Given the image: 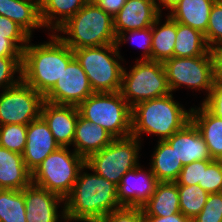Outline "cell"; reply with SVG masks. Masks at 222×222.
<instances>
[{"label":"cell","mask_w":222,"mask_h":222,"mask_svg":"<svg viewBox=\"0 0 222 222\" xmlns=\"http://www.w3.org/2000/svg\"><path fill=\"white\" fill-rule=\"evenodd\" d=\"M156 1H158V3L162 4L163 7H167L168 9H170V11L173 10V8L181 1V0H154V3L156 5L157 10L159 11V13L161 14V8Z\"/></svg>","instance_id":"f6af8a7d"},{"label":"cell","mask_w":222,"mask_h":222,"mask_svg":"<svg viewBox=\"0 0 222 222\" xmlns=\"http://www.w3.org/2000/svg\"><path fill=\"white\" fill-rule=\"evenodd\" d=\"M86 3V0H40V17L43 26L56 32Z\"/></svg>","instance_id":"cb8c5ba5"},{"label":"cell","mask_w":222,"mask_h":222,"mask_svg":"<svg viewBox=\"0 0 222 222\" xmlns=\"http://www.w3.org/2000/svg\"><path fill=\"white\" fill-rule=\"evenodd\" d=\"M32 183L22 154L0 146V189L22 190Z\"/></svg>","instance_id":"ffe728a7"},{"label":"cell","mask_w":222,"mask_h":222,"mask_svg":"<svg viewBox=\"0 0 222 222\" xmlns=\"http://www.w3.org/2000/svg\"><path fill=\"white\" fill-rule=\"evenodd\" d=\"M130 34L127 38V34ZM131 36V37H130ZM135 37V38H133ZM140 37V42L136 43L144 49L143 57L140 60H150L152 61V29L151 27H147L144 29H137V30H129L120 34L116 39V46L119 48V45L122 42L129 41L130 39L137 40ZM129 38V39H128ZM128 39V40H127ZM137 42V41H136Z\"/></svg>","instance_id":"8d00e7d4"},{"label":"cell","mask_w":222,"mask_h":222,"mask_svg":"<svg viewBox=\"0 0 222 222\" xmlns=\"http://www.w3.org/2000/svg\"><path fill=\"white\" fill-rule=\"evenodd\" d=\"M99 0H86L87 3H96Z\"/></svg>","instance_id":"7dc6e473"},{"label":"cell","mask_w":222,"mask_h":222,"mask_svg":"<svg viewBox=\"0 0 222 222\" xmlns=\"http://www.w3.org/2000/svg\"><path fill=\"white\" fill-rule=\"evenodd\" d=\"M211 53L205 36L199 30L177 22L174 57L189 58Z\"/></svg>","instance_id":"4316f807"},{"label":"cell","mask_w":222,"mask_h":222,"mask_svg":"<svg viewBox=\"0 0 222 222\" xmlns=\"http://www.w3.org/2000/svg\"><path fill=\"white\" fill-rule=\"evenodd\" d=\"M170 91L185 85L188 88L208 91L214 84V61L212 53L189 58L173 57L163 62Z\"/></svg>","instance_id":"30bf717a"},{"label":"cell","mask_w":222,"mask_h":222,"mask_svg":"<svg viewBox=\"0 0 222 222\" xmlns=\"http://www.w3.org/2000/svg\"><path fill=\"white\" fill-rule=\"evenodd\" d=\"M57 32L69 36L59 38L71 49L116 44L113 17L95 3H86Z\"/></svg>","instance_id":"277c9868"},{"label":"cell","mask_w":222,"mask_h":222,"mask_svg":"<svg viewBox=\"0 0 222 222\" xmlns=\"http://www.w3.org/2000/svg\"><path fill=\"white\" fill-rule=\"evenodd\" d=\"M93 93L85 71L74 57L55 85L44 95V100L54 104L78 106Z\"/></svg>","instance_id":"7c38bea8"},{"label":"cell","mask_w":222,"mask_h":222,"mask_svg":"<svg viewBox=\"0 0 222 222\" xmlns=\"http://www.w3.org/2000/svg\"><path fill=\"white\" fill-rule=\"evenodd\" d=\"M202 189L209 194L222 192V160H212L203 169Z\"/></svg>","instance_id":"d590c367"},{"label":"cell","mask_w":222,"mask_h":222,"mask_svg":"<svg viewBox=\"0 0 222 222\" xmlns=\"http://www.w3.org/2000/svg\"><path fill=\"white\" fill-rule=\"evenodd\" d=\"M211 161L212 160L196 161L183 166L176 184L187 186L199 185L202 188L203 169H206Z\"/></svg>","instance_id":"74e56055"},{"label":"cell","mask_w":222,"mask_h":222,"mask_svg":"<svg viewBox=\"0 0 222 222\" xmlns=\"http://www.w3.org/2000/svg\"><path fill=\"white\" fill-rule=\"evenodd\" d=\"M118 49L116 44H110L73 50L74 57L85 71L94 92L121 90L124 67L117 60L122 59Z\"/></svg>","instance_id":"8992f818"},{"label":"cell","mask_w":222,"mask_h":222,"mask_svg":"<svg viewBox=\"0 0 222 222\" xmlns=\"http://www.w3.org/2000/svg\"><path fill=\"white\" fill-rule=\"evenodd\" d=\"M96 222H145V217L140 207L122 206Z\"/></svg>","instance_id":"f35d334b"},{"label":"cell","mask_w":222,"mask_h":222,"mask_svg":"<svg viewBox=\"0 0 222 222\" xmlns=\"http://www.w3.org/2000/svg\"><path fill=\"white\" fill-rule=\"evenodd\" d=\"M202 103L214 115L222 118V82H214L209 96Z\"/></svg>","instance_id":"ab89813d"},{"label":"cell","mask_w":222,"mask_h":222,"mask_svg":"<svg viewBox=\"0 0 222 222\" xmlns=\"http://www.w3.org/2000/svg\"><path fill=\"white\" fill-rule=\"evenodd\" d=\"M22 57H0V87L3 89L15 86L21 81ZM20 76L14 79V74Z\"/></svg>","instance_id":"836d02e7"},{"label":"cell","mask_w":222,"mask_h":222,"mask_svg":"<svg viewBox=\"0 0 222 222\" xmlns=\"http://www.w3.org/2000/svg\"><path fill=\"white\" fill-rule=\"evenodd\" d=\"M191 222H222V192L210 193L203 209Z\"/></svg>","instance_id":"e575fe53"},{"label":"cell","mask_w":222,"mask_h":222,"mask_svg":"<svg viewBox=\"0 0 222 222\" xmlns=\"http://www.w3.org/2000/svg\"><path fill=\"white\" fill-rule=\"evenodd\" d=\"M82 169L70 194L64 199L66 221L96 222L122 207L117 199V185Z\"/></svg>","instance_id":"6da1fadb"},{"label":"cell","mask_w":222,"mask_h":222,"mask_svg":"<svg viewBox=\"0 0 222 222\" xmlns=\"http://www.w3.org/2000/svg\"><path fill=\"white\" fill-rule=\"evenodd\" d=\"M22 190L0 189V222H26Z\"/></svg>","instance_id":"f1b7e54d"},{"label":"cell","mask_w":222,"mask_h":222,"mask_svg":"<svg viewBox=\"0 0 222 222\" xmlns=\"http://www.w3.org/2000/svg\"><path fill=\"white\" fill-rule=\"evenodd\" d=\"M27 127L28 125L23 124L0 126V146L22 154L27 141Z\"/></svg>","instance_id":"4dcf8cb0"},{"label":"cell","mask_w":222,"mask_h":222,"mask_svg":"<svg viewBox=\"0 0 222 222\" xmlns=\"http://www.w3.org/2000/svg\"><path fill=\"white\" fill-rule=\"evenodd\" d=\"M10 0H0V15L9 18Z\"/></svg>","instance_id":"bcb514c9"},{"label":"cell","mask_w":222,"mask_h":222,"mask_svg":"<svg viewBox=\"0 0 222 222\" xmlns=\"http://www.w3.org/2000/svg\"><path fill=\"white\" fill-rule=\"evenodd\" d=\"M204 36L211 50L222 47V0H216L213 4Z\"/></svg>","instance_id":"1f68e13d"},{"label":"cell","mask_w":222,"mask_h":222,"mask_svg":"<svg viewBox=\"0 0 222 222\" xmlns=\"http://www.w3.org/2000/svg\"><path fill=\"white\" fill-rule=\"evenodd\" d=\"M125 3L126 0H99L95 4L114 18Z\"/></svg>","instance_id":"60d3db41"},{"label":"cell","mask_w":222,"mask_h":222,"mask_svg":"<svg viewBox=\"0 0 222 222\" xmlns=\"http://www.w3.org/2000/svg\"><path fill=\"white\" fill-rule=\"evenodd\" d=\"M130 72L123 68L121 94L132 108L136 104L171 93L162 62L136 60Z\"/></svg>","instance_id":"ba28073f"},{"label":"cell","mask_w":222,"mask_h":222,"mask_svg":"<svg viewBox=\"0 0 222 222\" xmlns=\"http://www.w3.org/2000/svg\"><path fill=\"white\" fill-rule=\"evenodd\" d=\"M78 115L75 105L54 104L44 100L41 107V117L60 147L72 145Z\"/></svg>","instance_id":"2e32d148"},{"label":"cell","mask_w":222,"mask_h":222,"mask_svg":"<svg viewBox=\"0 0 222 222\" xmlns=\"http://www.w3.org/2000/svg\"><path fill=\"white\" fill-rule=\"evenodd\" d=\"M147 172L138 165L124 174L117 185V199L121 206L141 208L150 199L158 180L151 169Z\"/></svg>","instance_id":"4fadbf2b"},{"label":"cell","mask_w":222,"mask_h":222,"mask_svg":"<svg viewBox=\"0 0 222 222\" xmlns=\"http://www.w3.org/2000/svg\"><path fill=\"white\" fill-rule=\"evenodd\" d=\"M48 124L40 116L27 127V141L22 157L27 169L33 173L44 159L59 148Z\"/></svg>","instance_id":"5bb4252c"},{"label":"cell","mask_w":222,"mask_h":222,"mask_svg":"<svg viewBox=\"0 0 222 222\" xmlns=\"http://www.w3.org/2000/svg\"><path fill=\"white\" fill-rule=\"evenodd\" d=\"M0 57H22V52L9 39L0 37Z\"/></svg>","instance_id":"b9f144b4"},{"label":"cell","mask_w":222,"mask_h":222,"mask_svg":"<svg viewBox=\"0 0 222 222\" xmlns=\"http://www.w3.org/2000/svg\"><path fill=\"white\" fill-rule=\"evenodd\" d=\"M216 0H181L168 15L172 20L206 33Z\"/></svg>","instance_id":"7402d4cb"},{"label":"cell","mask_w":222,"mask_h":222,"mask_svg":"<svg viewBox=\"0 0 222 222\" xmlns=\"http://www.w3.org/2000/svg\"><path fill=\"white\" fill-rule=\"evenodd\" d=\"M26 210V222H58L62 216L66 220L65 209L58 215V204L64 199L47 189L31 183L23 189Z\"/></svg>","instance_id":"9a60e30c"},{"label":"cell","mask_w":222,"mask_h":222,"mask_svg":"<svg viewBox=\"0 0 222 222\" xmlns=\"http://www.w3.org/2000/svg\"><path fill=\"white\" fill-rule=\"evenodd\" d=\"M151 162V171L158 182H176L183 165L165 140H159Z\"/></svg>","instance_id":"d4e9b609"},{"label":"cell","mask_w":222,"mask_h":222,"mask_svg":"<svg viewBox=\"0 0 222 222\" xmlns=\"http://www.w3.org/2000/svg\"><path fill=\"white\" fill-rule=\"evenodd\" d=\"M214 61V82H222V47L211 50Z\"/></svg>","instance_id":"7bdbcfd3"},{"label":"cell","mask_w":222,"mask_h":222,"mask_svg":"<svg viewBox=\"0 0 222 222\" xmlns=\"http://www.w3.org/2000/svg\"><path fill=\"white\" fill-rule=\"evenodd\" d=\"M145 222H191L189 218L184 216L181 212L165 216V217H159V216H144Z\"/></svg>","instance_id":"ee69618b"},{"label":"cell","mask_w":222,"mask_h":222,"mask_svg":"<svg viewBox=\"0 0 222 222\" xmlns=\"http://www.w3.org/2000/svg\"><path fill=\"white\" fill-rule=\"evenodd\" d=\"M179 191L180 212L192 220L203 209L209 193L199 185H177Z\"/></svg>","instance_id":"f546056e"},{"label":"cell","mask_w":222,"mask_h":222,"mask_svg":"<svg viewBox=\"0 0 222 222\" xmlns=\"http://www.w3.org/2000/svg\"><path fill=\"white\" fill-rule=\"evenodd\" d=\"M44 96L22 80L0 94V126L28 125L41 116Z\"/></svg>","instance_id":"8fae6325"},{"label":"cell","mask_w":222,"mask_h":222,"mask_svg":"<svg viewBox=\"0 0 222 222\" xmlns=\"http://www.w3.org/2000/svg\"><path fill=\"white\" fill-rule=\"evenodd\" d=\"M191 121V109L185 110L169 95L140 102L132 107L131 135L140 139L141 133L159 135V140L171 137Z\"/></svg>","instance_id":"3957f363"},{"label":"cell","mask_w":222,"mask_h":222,"mask_svg":"<svg viewBox=\"0 0 222 222\" xmlns=\"http://www.w3.org/2000/svg\"><path fill=\"white\" fill-rule=\"evenodd\" d=\"M39 45H29L22 52L21 80L43 96L55 85L68 63L74 58L71 50L56 34Z\"/></svg>","instance_id":"7a4b0ae2"},{"label":"cell","mask_w":222,"mask_h":222,"mask_svg":"<svg viewBox=\"0 0 222 222\" xmlns=\"http://www.w3.org/2000/svg\"><path fill=\"white\" fill-rule=\"evenodd\" d=\"M139 141L132 135L114 138L108 146L86 159V168L118 185L126 172L139 165Z\"/></svg>","instance_id":"9c48e42d"},{"label":"cell","mask_w":222,"mask_h":222,"mask_svg":"<svg viewBox=\"0 0 222 222\" xmlns=\"http://www.w3.org/2000/svg\"><path fill=\"white\" fill-rule=\"evenodd\" d=\"M191 121L202 135L213 160H222V118L214 115L203 103L191 108Z\"/></svg>","instance_id":"44dd1931"},{"label":"cell","mask_w":222,"mask_h":222,"mask_svg":"<svg viewBox=\"0 0 222 222\" xmlns=\"http://www.w3.org/2000/svg\"><path fill=\"white\" fill-rule=\"evenodd\" d=\"M79 114L114 138L131 135L132 108L121 92H94L78 106Z\"/></svg>","instance_id":"5b68a950"},{"label":"cell","mask_w":222,"mask_h":222,"mask_svg":"<svg viewBox=\"0 0 222 222\" xmlns=\"http://www.w3.org/2000/svg\"><path fill=\"white\" fill-rule=\"evenodd\" d=\"M165 141L175 151L183 166L196 161L213 160L208 146L192 121Z\"/></svg>","instance_id":"e0dca14e"},{"label":"cell","mask_w":222,"mask_h":222,"mask_svg":"<svg viewBox=\"0 0 222 222\" xmlns=\"http://www.w3.org/2000/svg\"><path fill=\"white\" fill-rule=\"evenodd\" d=\"M113 139L104 128L78 115L73 139L74 151L78 155L87 159L91 154L108 146Z\"/></svg>","instance_id":"d6986e66"},{"label":"cell","mask_w":222,"mask_h":222,"mask_svg":"<svg viewBox=\"0 0 222 222\" xmlns=\"http://www.w3.org/2000/svg\"><path fill=\"white\" fill-rule=\"evenodd\" d=\"M159 17L151 26L152 29V61L164 62L174 57V46L177 35V22L168 15L166 22L158 27Z\"/></svg>","instance_id":"484cf974"},{"label":"cell","mask_w":222,"mask_h":222,"mask_svg":"<svg viewBox=\"0 0 222 222\" xmlns=\"http://www.w3.org/2000/svg\"><path fill=\"white\" fill-rule=\"evenodd\" d=\"M141 209L144 216L165 217L179 213V191L176 182H158L155 192Z\"/></svg>","instance_id":"603a6c76"},{"label":"cell","mask_w":222,"mask_h":222,"mask_svg":"<svg viewBox=\"0 0 222 222\" xmlns=\"http://www.w3.org/2000/svg\"><path fill=\"white\" fill-rule=\"evenodd\" d=\"M9 19L31 36L34 28L44 27L40 17V0H10Z\"/></svg>","instance_id":"83f0119b"},{"label":"cell","mask_w":222,"mask_h":222,"mask_svg":"<svg viewBox=\"0 0 222 222\" xmlns=\"http://www.w3.org/2000/svg\"><path fill=\"white\" fill-rule=\"evenodd\" d=\"M68 147H59L32 173V183L65 199L71 192L86 159Z\"/></svg>","instance_id":"52a82bcc"},{"label":"cell","mask_w":222,"mask_h":222,"mask_svg":"<svg viewBox=\"0 0 222 222\" xmlns=\"http://www.w3.org/2000/svg\"><path fill=\"white\" fill-rule=\"evenodd\" d=\"M0 37L9 39L21 52L30 43V36L22 27L0 15ZM21 43V44H19Z\"/></svg>","instance_id":"d6a6232c"},{"label":"cell","mask_w":222,"mask_h":222,"mask_svg":"<svg viewBox=\"0 0 222 222\" xmlns=\"http://www.w3.org/2000/svg\"><path fill=\"white\" fill-rule=\"evenodd\" d=\"M162 16L154 0H126L114 19V31L118 37L125 31L151 27Z\"/></svg>","instance_id":"ac0fdd59"}]
</instances>
